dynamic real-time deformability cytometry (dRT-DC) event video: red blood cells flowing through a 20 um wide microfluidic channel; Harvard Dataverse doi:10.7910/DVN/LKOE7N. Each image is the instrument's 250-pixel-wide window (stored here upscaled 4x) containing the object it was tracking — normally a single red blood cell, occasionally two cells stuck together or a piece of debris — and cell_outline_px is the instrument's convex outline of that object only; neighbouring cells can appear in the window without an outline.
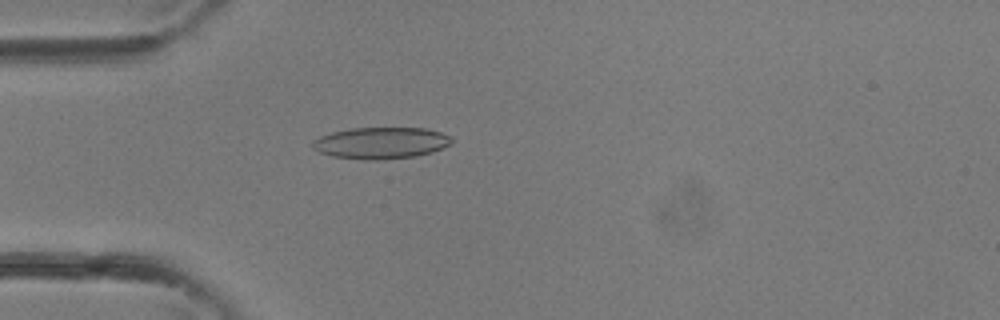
{"species": "common noctule bat (a hibernating species)", "species_latin": "Nyctalus noctula", "temperature_condition": "room temperature", "stored_images_in_passage": 37, "camera_frame_rate_fps": 3000, "um_per_image_px": 0.085, "animal": {"sex": "female"}, "frame": {"image": 1, "passage_image": 11, "time_ms": 3.333, "image_size_px": [1000, 320], "cell_outline_px": [[452, 144], [432, 152], [416, 156], [384, 160], [364, 160], [332, 156], [320, 152], [312, 148], [312, 140], [320, 136], [332, 132], [352, 128], [424, 128], [440, 132], [452, 136]], "centroid_in_image_um": [32.38, 12.16], "position_along_channel_um": 52.6, "area_um2": 25.78}}
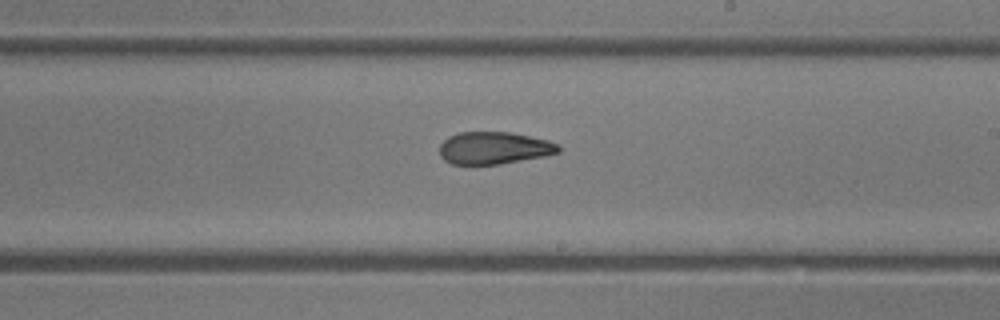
{"frame": {"image": 2, "passage_image": 22, "time_ms": 7.0, "image_size_px": [1000, 320], "cell_outline_px": [[560, 152], [544, 156], [500, 164], [452, 164], [444, 160], [440, 156], [440, 144], [448, 136], [460, 132], [512, 132], [548, 140], [560, 144]], "centroid_in_image_um": [42.0, 12.57], "position_along_channel_um": 247.0, "area_um2": 22.48}}
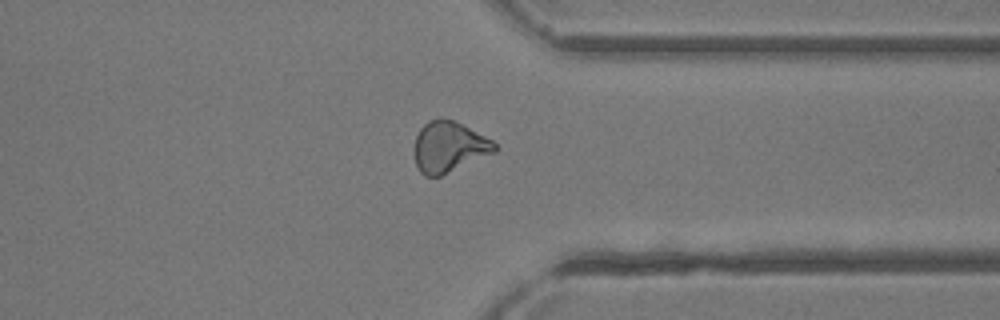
{"frame": {"image": 3, "passage_image": 29, "time_ms": 9.333, "image_size_px": [1000, 320], "cell_outline_px": [[500, 148], [496, 152], [440, 176], [424, 176], [420, 172], [416, 164], [412, 148], [416, 136], [420, 128], [428, 120], [440, 116], [456, 120], [492, 140]], "centroid_in_image_um": [38.14, 12.46], "position_along_channel_um": 373.3, "area_um2": 24.33}}